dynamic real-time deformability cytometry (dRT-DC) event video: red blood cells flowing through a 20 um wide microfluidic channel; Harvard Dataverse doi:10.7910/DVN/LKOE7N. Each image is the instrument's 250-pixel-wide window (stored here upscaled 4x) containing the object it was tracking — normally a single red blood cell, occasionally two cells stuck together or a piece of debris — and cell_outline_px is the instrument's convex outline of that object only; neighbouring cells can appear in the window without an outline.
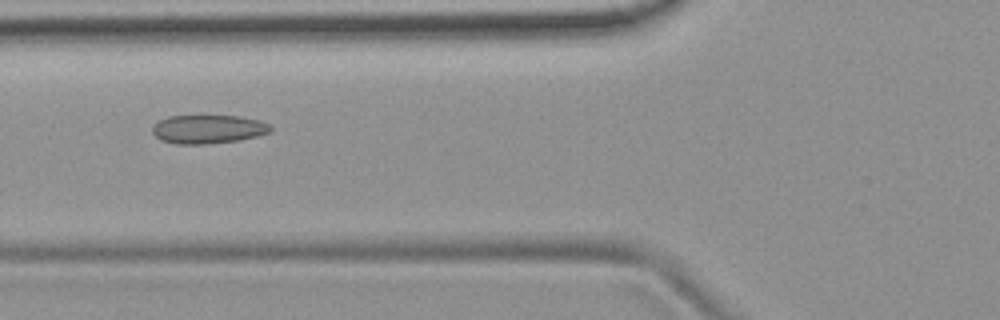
{"species": "common noctule bat (a hibernating species)", "species_latin": "Nyctalus noctula", "temperature_condition": "room temperature", "stored_images_in_passage": 37, "camera_frame_rate_fps": 3000, "um_per_image_px": 0.085, "animal": {"sex": "female", "body_mass_g": 19.9}, "frame": {"image": 1, "passage_image": 4, "time_ms": 1.0, "image_size_px": [1000, 320], "cell_outline_px": [[272, 132], [240, 140], [208, 144], [176, 144], [160, 140], [152, 132], [152, 124], [168, 116], [240, 116], [260, 120], [268, 124], [272, 128]], "centroid_in_image_um": [17.68, 10.98], "position_along_channel_um": 108.1, "area_um2": 19.88}}
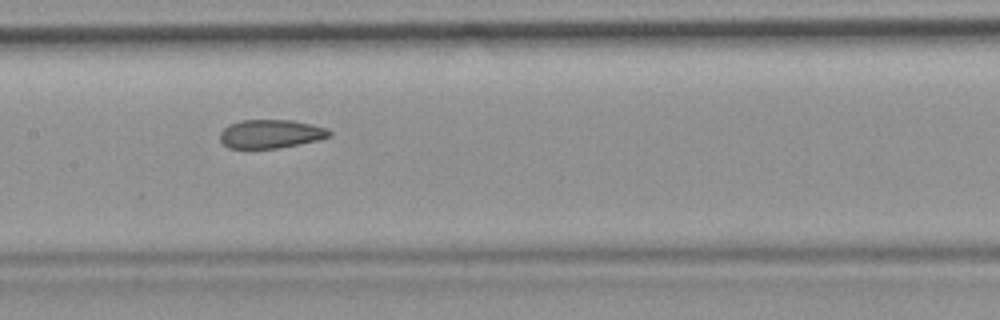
{"frame": {"image": 2, "passage_image": 10, "time_ms": 3.0, "image_size_px": [1000, 320], "cell_outline_px": [[332, 136], [316, 140], [276, 148], [228, 148], [220, 140], [220, 132], [228, 124], [240, 120], [292, 120], [312, 124], [328, 128], [332, 132]], "centroid_in_image_um": [23.0, 11.36], "position_along_channel_um": 184.4, "area_um2": 18.21}}
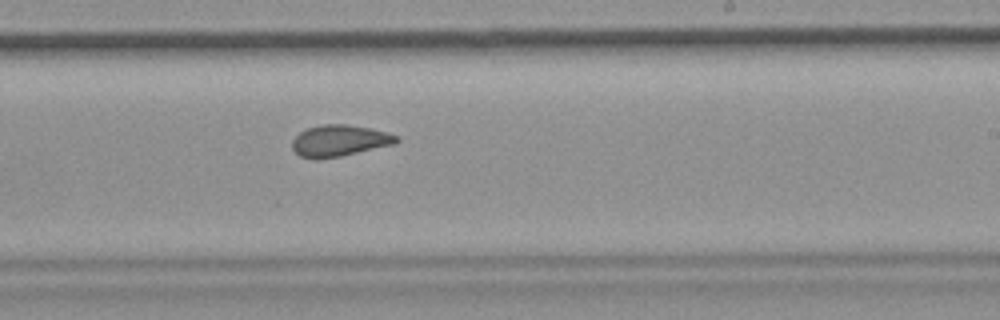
{"frame": {"image": 3, "passage_image": 16, "time_ms": 5.0, "image_size_px": [1000, 320], "cell_outline_px": [[400, 140], [396, 144], [340, 156], [316, 160], [300, 156], [292, 148], [292, 140], [304, 128], [320, 124], [348, 124], [388, 132], [400, 136]], "centroid_in_image_um": [28.86, 11.95], "position_along_channel_um": 260.1, "area_um2": 19.36}, "authors_computed_cell_mechanics": {"area_um2": 19.363, "velocity_mm_per_s": 3.8163, "shape_relaxation_time_tau1_ms": null, "shape_relaxation_time_tau2_ms": 1.709, "deformation_change_tau1": null, "deformation_change_tau2": 0.0688}}